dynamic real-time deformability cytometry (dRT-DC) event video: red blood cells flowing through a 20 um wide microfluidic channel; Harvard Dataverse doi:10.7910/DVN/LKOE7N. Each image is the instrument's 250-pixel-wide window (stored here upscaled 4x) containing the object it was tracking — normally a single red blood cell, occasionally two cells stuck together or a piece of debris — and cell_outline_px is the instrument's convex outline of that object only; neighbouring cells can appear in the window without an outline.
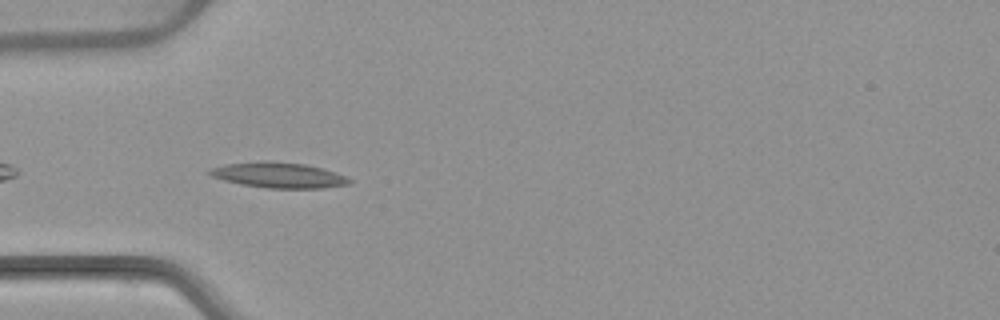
{"species": "common noctule bat (a hibernating species)", "species_latin": "Nyctalus noctula", "temperature_condition": "warm", "stored_images_in_passage": 7, "camera_frame_rate_fps": 3000, "um_per_image_px": 0.085, "animal": {"sex": "female", "body_mass_g": 22.7, "forearm_length_mm": 54.2}, "frame": {"image": 1, "passage_image": 3, "time_ms": 3.333, "image_size_px": [1000, 320], "cell_outline_px": [[352, 180], [348, 184], [324, 188], [268, 188], [240, 184], [224, 180], [212, 176], [204, 172], [208, 168], [224, 164], [256, 160], [268, 160], [304, 164], [336, 172]], "centroid_in_image_um": [23.59, 14.87], "position_along_channel_um": 61.4, "area_um2": 20.98}}
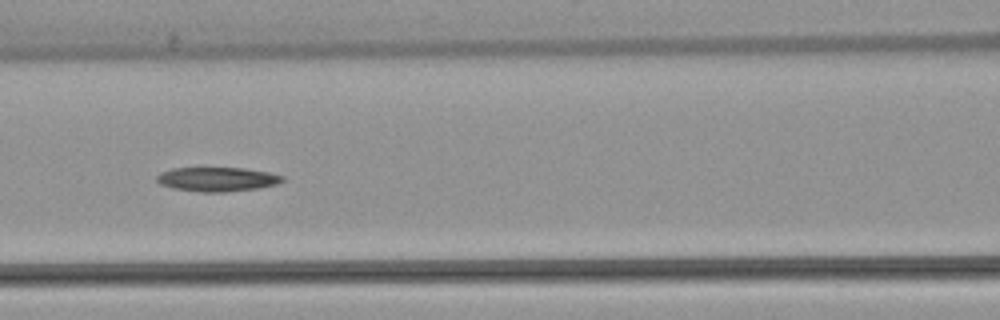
{"frame": {"image": 2, "passage_image": 5, "time_ms": 5.667, "image_size_px": [1000, 320], "cell_outline_px": [[284, 180], [276, 184], [256, 188], [224, 192], [200, 192], [172, 188], [160, 184], [156, 180], [156, 176], [160, 172], [172, 168], [244, 168], [268, 172], [284, 176]], "centroid_in_image_um": [18.42, 15.23], "position_along_channel_um": 148.2, "area_um2": 17.69}}
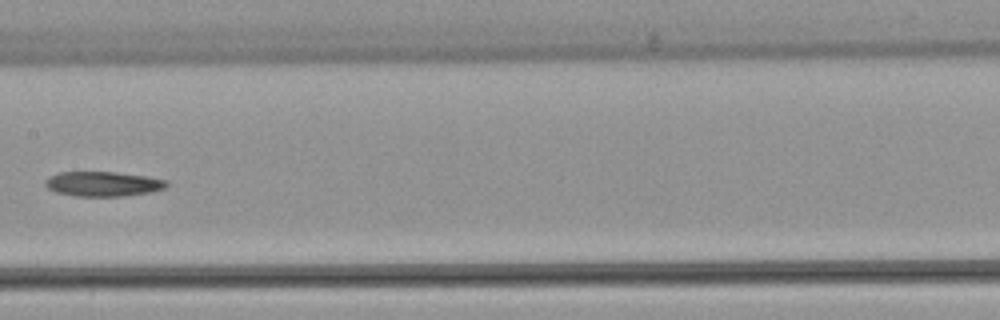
{"frame": {"image": 3, "passage_image": 6, "time_ms": 7.0, "image_size_px": [1000, 320], "cell_outline_px": [[168, 184], [164, 188], [152, 192], [124, 196], [76, 196], [56, 192], [48, 188], [44, 184], [44, 180], [48, 176], [56, 172], [116, 172], [144, 176], [168, 180]], "centroid_in_image_um": [8.73, 15.63], "position_along_channel_um": 198.7, "area_um2": 17.63}}